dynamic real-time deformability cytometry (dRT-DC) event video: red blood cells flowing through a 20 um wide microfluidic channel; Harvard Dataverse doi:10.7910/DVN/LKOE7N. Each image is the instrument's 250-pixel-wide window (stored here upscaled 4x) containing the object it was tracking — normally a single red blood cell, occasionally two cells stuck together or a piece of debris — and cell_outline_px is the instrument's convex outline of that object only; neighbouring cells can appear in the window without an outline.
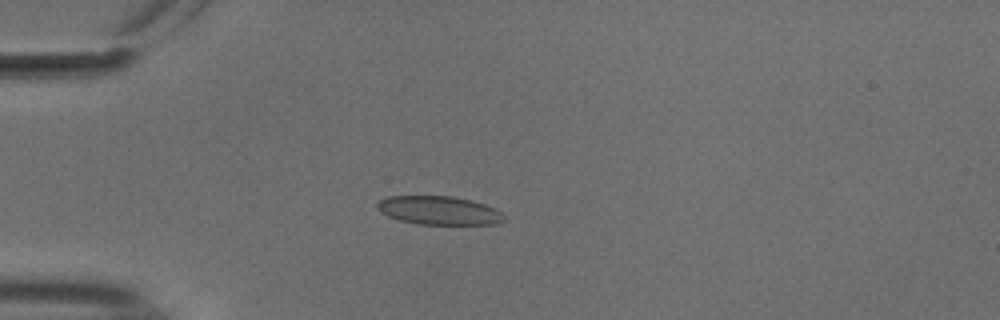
{"species": "common noctule bat (a hibernating species)", "species_latin": "Nyctalus noctula", "temperature_condition": "cold", "stored_images_in_passage": 16, "camera_frame_rate_fps": 3000, "um_per_image_px": 0.085, "animal": {"sex": "male", "body_mass_g": 18.8}, "frame": {"image": 1, "passage_image": 14, "time_ms": 4.333, "image_size_px": [1000, 320], "cell_outline_px": [[504, 220], [496, 224], [420, 224], [400, 220], [388, 216], [380, 212], [376, 208], [376, 200], [388, 196], [452, 196], [472, 200], [496, 208], [504, 216]], "centroid_in_image_um": [37.27, 17.87], "position_along_channel_um": 47.7, "area_um2": 21.21}}